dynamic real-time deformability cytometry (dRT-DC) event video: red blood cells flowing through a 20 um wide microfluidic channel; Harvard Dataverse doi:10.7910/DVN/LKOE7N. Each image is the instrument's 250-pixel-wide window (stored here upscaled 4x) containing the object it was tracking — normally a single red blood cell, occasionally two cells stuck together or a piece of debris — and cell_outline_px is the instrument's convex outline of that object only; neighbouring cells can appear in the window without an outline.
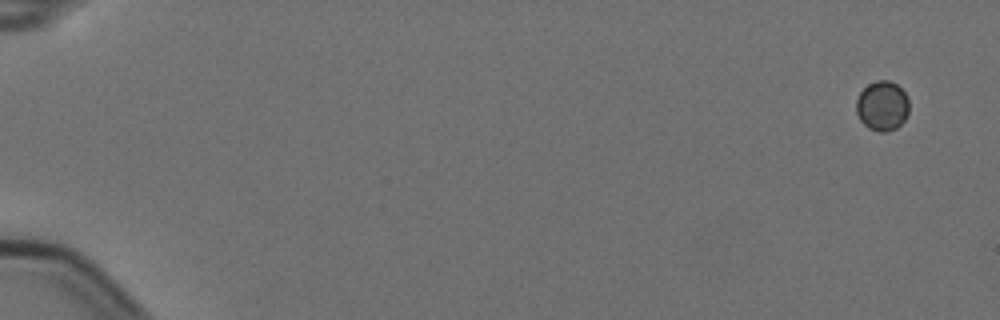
{"species": "Egyptian fruit bat (a non-hibernating species)", "species_latin": "Rousettus aegyptiacus", "temperature_condition": "cold", "stored_images_in_passage": 5, "camera_frame_rate_fps": 3000, "um_per_image_px": 0.085, "animal": {"sex": "female"}, "frame": {"image": 1, "passage_image": 1, "time_ms": 0.0, "image_size_px": [1000, 320], "cell_outline_px": [[908, 112], [904, 120], [896, 128], [884, 132], [876, 132], [868, 128], [860, 120], [856, 112], [856, 100], [860, 92], [868, 84], [876, 80], [888, 80], [896, 84], [908, 96]], "centroid_in_image_um": [74.98, 9.0], "position_along_channel_um": 10.0, "area_um2": 15.37}}
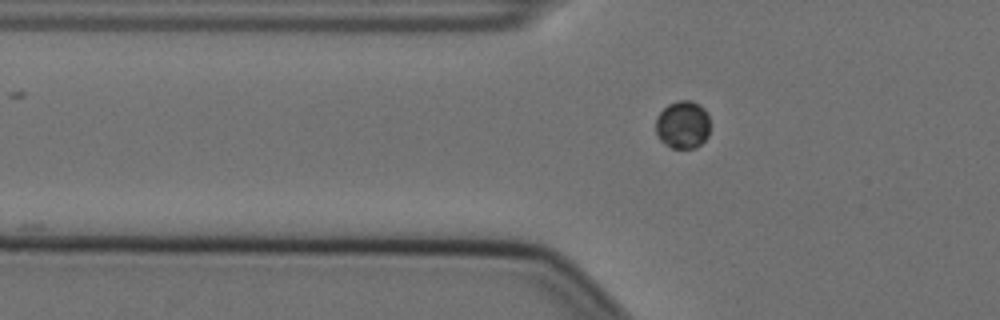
{"frame": {"image": 2, "passage_image": 5, "time_ms": 1.333, "image_size_px": [1000, 320], "cell_outline_px": [[708, 136], [696, 148], [672, 148], [664, 144], [660, 140], [656, 132], [656, 116], [668, 104], [676, 100], [692, 100], [700, 104], [704, 108], [708, 116]], "centroid_in_image_um": [58.02, 10.59], "position_along_channel_um": 67.8, "area_um2": 15.26}}